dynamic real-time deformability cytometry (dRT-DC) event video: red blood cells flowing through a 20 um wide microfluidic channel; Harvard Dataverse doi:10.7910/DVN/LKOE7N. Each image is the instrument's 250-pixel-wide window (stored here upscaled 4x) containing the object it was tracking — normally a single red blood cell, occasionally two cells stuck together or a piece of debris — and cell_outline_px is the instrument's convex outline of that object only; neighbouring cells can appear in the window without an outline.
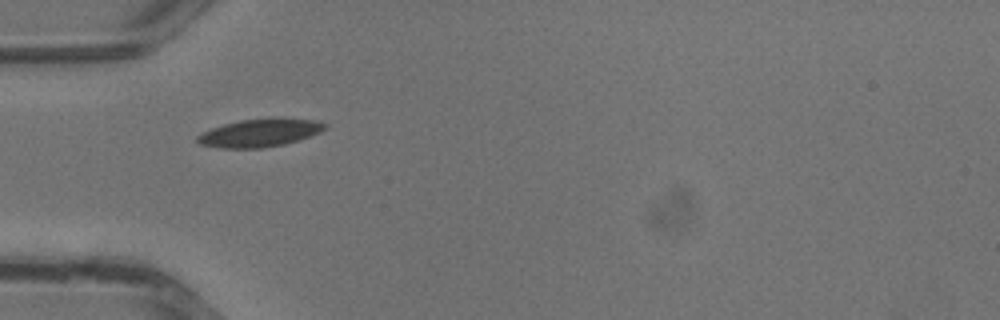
{"species": "common noctule bat (a hibernating species)", "species_latin": "Nyctalus noctula", "temperature_condition": "warm", "stored_images_in_passage": 27, "camera_frame_rate_fps": 3000, "um_per_image_px": 0.085, "animal": {"sex": "male", "body_mass_g": 13.3}, "frame": {"image": 1, "passage_image": 1, "time_ms": 0.0, "image_size_px": [1000, 320], "cell_outline_px": [[328, 128], [320, 132], [284, 144], [260, 148], [220, 148], [200, 144], [196, 140], [196, 136], [212, 128], [224, 124], [240, 120], [276, 116], [280, 116], [312, 120], [328, 124]], "centroid_in_image_um": [22.1, 11.26], "position_along_channel_um": 62.9, "area_um2": 20.98}}
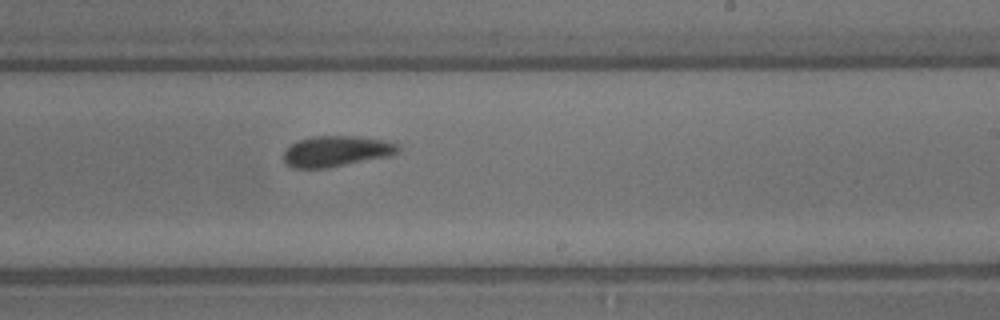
{"frame": {"image": 2, "passage_image": 12, "time_ms": 3.667, "image_size_px": [1000, 320], "cell_outline_px": [[400, 148], [392, 156], [328, 168], [292, 168], [284, 164], [284, 152], [292, 144], [300, 140], [312, 136], [356, 136], [384, 140], [400, 144]], "centroid_in_image_um": [28.61, 12.86], "position_along_channel_um": 260.4, "area_um2": 20.69}}
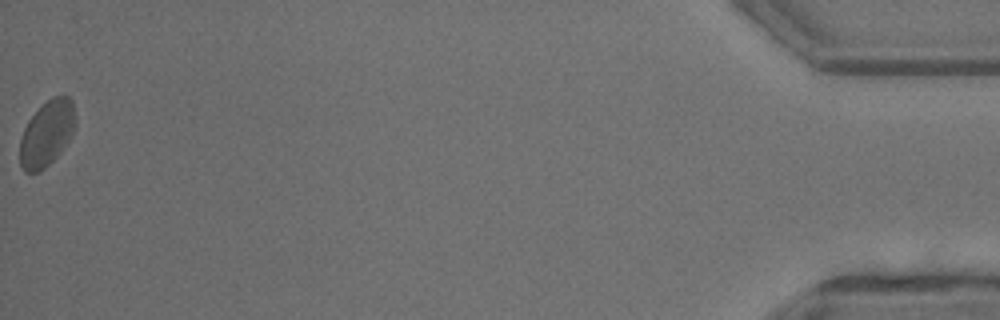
{"frame": {"image": 3, "passage_image": 27, "time_ms": 8.667, "image_size_px": [1000, 320], "cell_outline_px": [[76, 124], [68, 140], [56, 156], [40, 172], [24, 172], [20, 164], [20, 140], [24, 128], [28, 120], [52, 96], [68, 96], [72, 100], [76, 120]], "centroid_in_image_um": [3.97, 11.34], "position_along_channel_um": 431.2, "area_um2": 20.87}}